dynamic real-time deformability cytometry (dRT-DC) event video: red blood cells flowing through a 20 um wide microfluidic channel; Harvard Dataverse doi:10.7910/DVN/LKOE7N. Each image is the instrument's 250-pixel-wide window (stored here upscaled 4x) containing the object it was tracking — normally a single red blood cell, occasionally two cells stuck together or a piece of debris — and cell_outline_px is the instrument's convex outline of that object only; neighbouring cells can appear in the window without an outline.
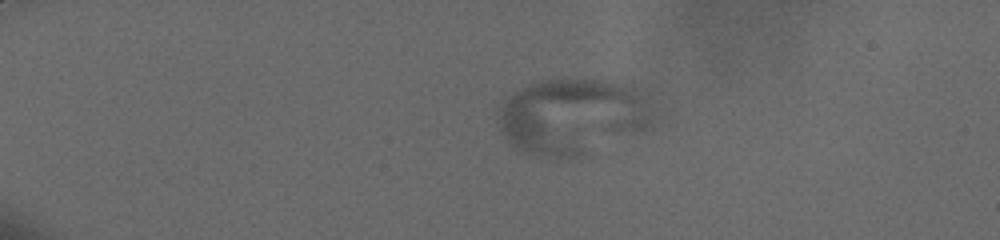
{"species": "human", "species_latin": "Homo sapiens", "temperature_condition": "cold", "stored_images_in_passage": 64, "camera_frame_rate_fps": 3000, "um_per_image_px": 0.085, "donor": {"sex": "male"}, "frame": {"image": 1, "passage_image": 1, "time_ms": 0.0, "image_size_px": [1000, 240], "cell_outline_px": [[652, 128], [644, 132], [568, 156], [556, 156], [532, 152], [516, 148], [504, 136], [496, 120], [496, 112], [504, 100], [520, 88], [540, 80], [608, 80], [632, 84], [644, 88], [652, 112]], "centroid_in_image_um": [48.72, 9.81], "position_along_channel_um": 36.3, "area_um2": 67.97}}